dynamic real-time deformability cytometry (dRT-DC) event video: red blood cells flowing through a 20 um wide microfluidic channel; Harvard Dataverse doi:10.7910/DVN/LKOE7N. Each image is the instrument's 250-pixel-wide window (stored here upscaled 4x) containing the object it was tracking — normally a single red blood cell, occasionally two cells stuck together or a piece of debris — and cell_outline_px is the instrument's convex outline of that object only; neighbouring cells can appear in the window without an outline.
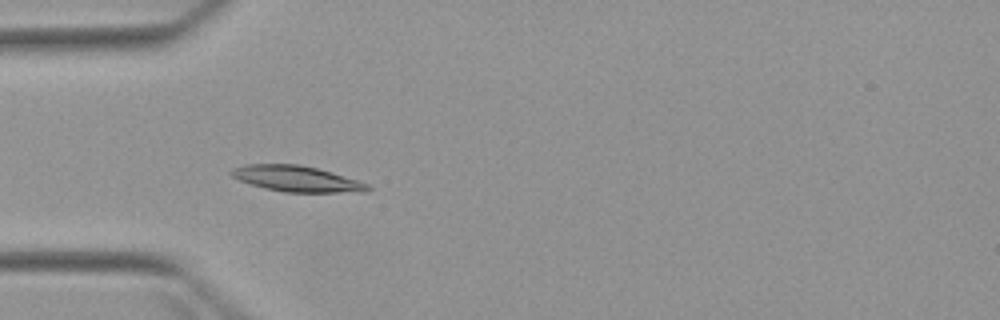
{"species": "Egyptian fruit bat (a non-hibernating species)", "species_latin": "Rousettus aegyptiacus", "temperature_condition": "warm", "stored_images_in_passage": 5, "camera_frame_rate_fps": 3000, "um_per_image_px": 0.085, "animal": {"sex": "female"}, "frame": {"image": 1, "passage_image": 4, "time_ms": 3.667, "image_size_px": [1000, 320], "cell_outline_px": [[372, 188], [368, 192], [284, 192], [264, 188], [240, 180], [232, 176], [228, 172], [232, 168], [244, 164], [300, 164], [316, 168], [356, 180], [368, 184]], "centroid_in_image_um": [25.19, 15.19], "position_along_channel_um": 59.8, "area_um2": 20.4}}
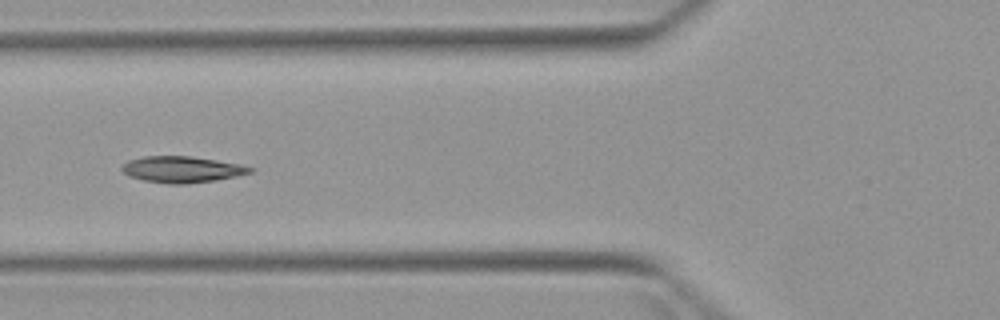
{"frame": {"image": 2, "passage_image": 5, "time_ms": 5.0, "image_size_px": [1000, 320], "cell_outline_px": [[252, 172], [236, 176], [216, 180], [188, 184], [168, 184], [144, 180], [128, 176], [120, 168], [128, 160], [144, 156], [188, 156], [216, 160], [240, 164], [252, 168]], "centroid_in_image_um": [15.44, 14.4], "position_along_channel_um": 110.4, "area_um2": 19.54}}